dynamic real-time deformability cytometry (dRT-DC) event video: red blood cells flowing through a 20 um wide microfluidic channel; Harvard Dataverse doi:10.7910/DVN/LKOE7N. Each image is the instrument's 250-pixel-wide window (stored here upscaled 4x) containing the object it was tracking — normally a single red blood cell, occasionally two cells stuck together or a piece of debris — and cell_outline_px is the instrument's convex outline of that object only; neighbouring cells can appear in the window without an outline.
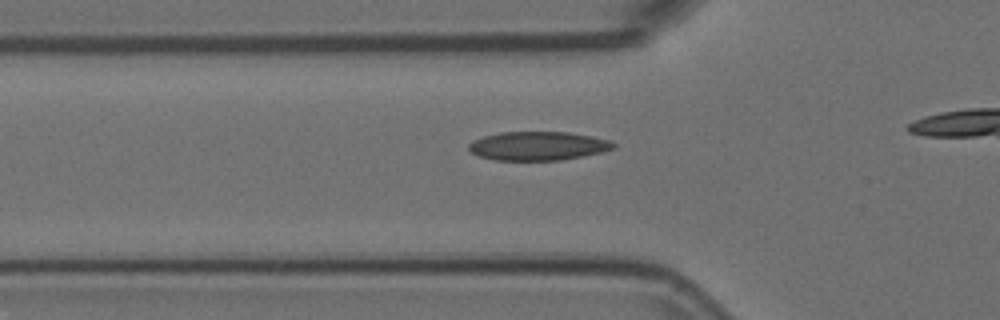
{"species": "Egyptian fruit bat (a non-hibernating species)", "species_latin": "Rousettus aegyptiacus", "temperature_condition": "room temperature", "stored_images_in_passage": 13, "camera_frame_rate_fps": 3000, "um_per_image_px": 0.085, "animal": {"sex": "female"}, "frame": {"image": 1, "passage_image": 4, "time_ms": 1.0, "image_size_px": [1000, 320], "cell_outline_px": [[616, 148], [600, 152], [560, 160], [496, 160], [480, 156], [472, 152], [468, 148], [468, 144], [472, 140], [484, 136], [500, 132], [568, 132], [592, 136], [608, 140], [616, 144]], "centroid_in_image_um": [45.71, 12.39], "position_along_channel_um": 80.1, "area_um2": 24.1}}
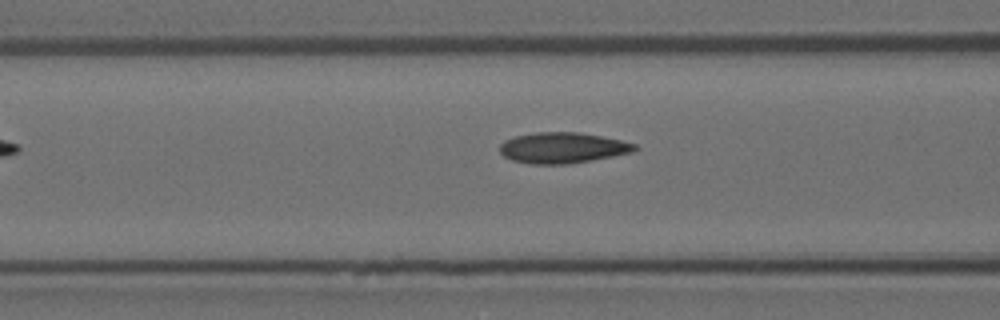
{"frame": {"image": 2, "passage_image": 7, "time_ms": 2.0, "image_size_px": [1000, 320], "cell_outline_px": [[640, 148], [632, 152], [612, 156], [568, 164], [532, 164], [512, 160], [504, 156], [500, 152], [500, 144], [504, 140], [516, 136], [536, 132], [580, 132], [620, 140], [636, 144]], "centroid_in_image_um": [47.81, 12.56], "position_along_channel_um": 118.8, "area_um2": 24.1}}
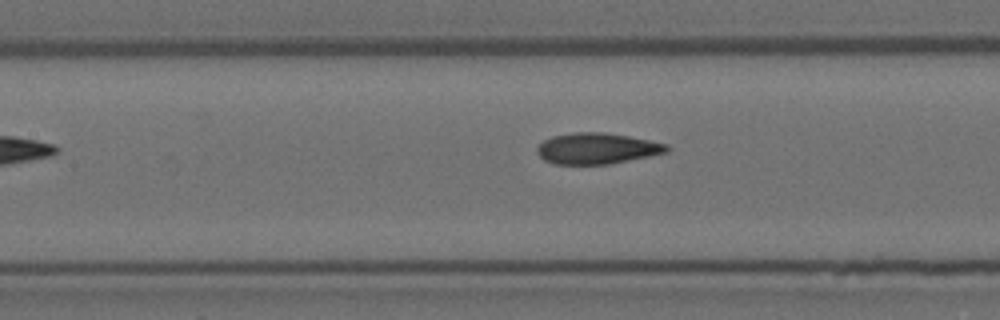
{"frame": {"image": 3, "passage_image": 10, "time_ms": 3.0, "image_size_px": [1000, 320], "cell_outline_px": [[672, 148], [668, 152], [608, 164], [552, 164], [544, 160], [536, 152], [536, 148], [544, 140], [552, 136], [572, 132], [604, 132], [628, 136], [668, 144]], "centroid_in_image_um": [50.73, 12.61], "position_along_channel_um": 156.7, "area_um2": 23.47}}